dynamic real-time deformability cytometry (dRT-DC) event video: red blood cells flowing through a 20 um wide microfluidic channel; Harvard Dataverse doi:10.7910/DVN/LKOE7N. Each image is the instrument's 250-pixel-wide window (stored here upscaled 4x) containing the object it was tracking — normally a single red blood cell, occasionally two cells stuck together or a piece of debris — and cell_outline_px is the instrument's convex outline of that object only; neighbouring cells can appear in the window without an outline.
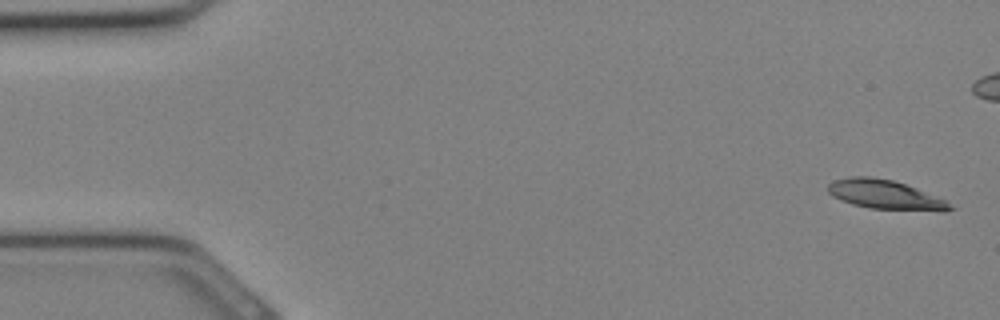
{"species": "Egyptian fruit bat (a non-hibernating species)", "species_latin": "Rousettus aegyptiacus", "temperature_condition": "cold", "stored_images_in_passage": 33, "camera_frame_rate_fps": 3000, "um_per_image_px": 0.085, "animal": {"sex": "female"}, "frame": {"image": 1, "passage_image": 1, "time_ms": 0.0, "image_size_px": [1000, 320], "cell_outline_px": [[956, 208], [944, 212], [868, 208], [852, 204], [832, 196], [828, 192], [828, 184], [832, 180], [848, 176], [872, 176], [892, 180], [916, 188], [944, 200]], "centroid_in_image_um": [75.22, 16.55], "position_along_channel_um": 9.8, "area_um2": 20.92}}
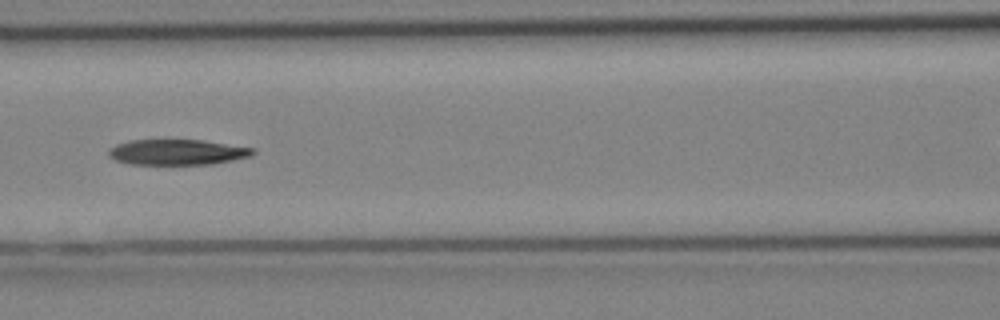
{"frame": {"image": 2, "passage_image": 14, "time_ms": 4.333, "image_size_px": [1000, 320], "cell_outline_px": [[256, 152], [252, 156], [212, 164], [132, 164], [116, 160], [108, 156], [108, 152], [116, 144], [128, 140], [204, 140], [256, 148]], "centroid_in_image_um": [15.12, 12.92], "position_along_channel_um": 151.5, "area_um2": 21.5}}
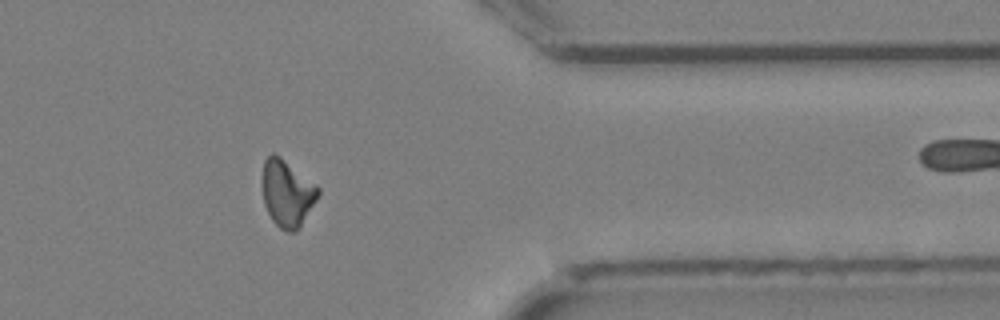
{"frame": {"image": 3, "passage_image": 26, "time_ms": 8.333, "image_size_px": [1000, 320], "cell_outline_px": [[320, 196], [300, 228], [292, 232], [288, 232], [280, 228], [272, 220], [264, 204], [260, 180], [264, 160], [272, 152], [280, 156], [316, 184], [320, 188]], "centroid_in_image_um": [24.4, 16.42], "position_along_channel_um": 387.0, "area_um2": 22.25}}